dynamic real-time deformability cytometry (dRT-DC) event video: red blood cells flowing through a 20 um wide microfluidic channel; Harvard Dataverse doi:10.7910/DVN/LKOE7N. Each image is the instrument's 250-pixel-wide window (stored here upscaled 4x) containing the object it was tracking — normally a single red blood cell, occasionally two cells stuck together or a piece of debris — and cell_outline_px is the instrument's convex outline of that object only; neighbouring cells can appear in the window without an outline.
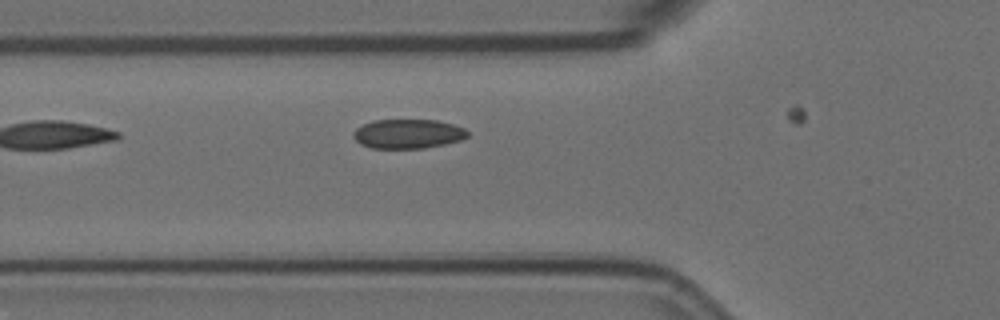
{"species": "Egyptian fruit bat (a non-hibernating species)", "species_latin": "Rousettus aegyptiacus", "temperature_condition": "room temperature", "stored_images_in_passage": 3, "camera_frame_rate_fps": 3000, "um_per_image_px": 0.085, "animal": {"sex": "female"}, "frame": {"image": 1, "passage_image": 2, "time_ms": 0.333, "image_size_px": [1000, 320], "cell_outline_px": [[468, 136], [460, 140], [444, 144], [424, 148], [372, 148], [360, 144], [352, 136], [352, 132], [356, 128], [372, 120], [436, 120], [452, 124], [464, 128], [468, 132]], "centroid_in_image_um": [34.64, 11.37], "position_along_channel_um": 91.2, "area_um2": 19.48}}